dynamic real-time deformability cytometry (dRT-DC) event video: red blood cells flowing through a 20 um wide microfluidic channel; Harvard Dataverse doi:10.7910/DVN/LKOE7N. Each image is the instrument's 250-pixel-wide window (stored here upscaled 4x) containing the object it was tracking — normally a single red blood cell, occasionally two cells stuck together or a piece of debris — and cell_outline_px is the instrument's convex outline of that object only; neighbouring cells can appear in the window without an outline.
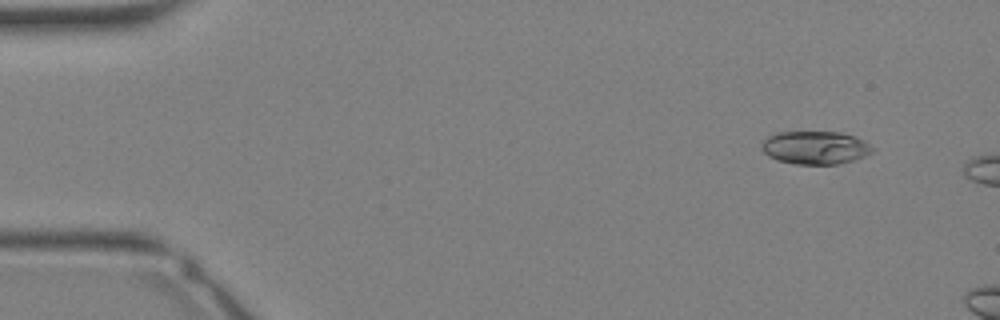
{"species": "Egyptian fruit bat (a non-hibernating species)", "species_latin": "Rousettus aegyptiacus", "temperature_condition": "warm", "stored_images_in_passage": 6, "camera_frame_rate_fps": 3000, "um_per_image_px": 0.085, "animal": {"sex": "female"}, "frame": {"image": 1, "passage_image": 2, "time_ms": 0.333, "image_size_px": [1000, 320], "cell_outline_px": [[872, 152], [864, 156], [840, 164], [796, 164], [776, 160], [768, 156], [760, 148], [760, 144], [768, 136], [776, 132], [840, 132], [852, 136], [868, 144], [872, 148]], "centroid_in_image_um": [69.21, 12.55], "position_along_channel_um": 15.8, "area_um2": 21.21}}